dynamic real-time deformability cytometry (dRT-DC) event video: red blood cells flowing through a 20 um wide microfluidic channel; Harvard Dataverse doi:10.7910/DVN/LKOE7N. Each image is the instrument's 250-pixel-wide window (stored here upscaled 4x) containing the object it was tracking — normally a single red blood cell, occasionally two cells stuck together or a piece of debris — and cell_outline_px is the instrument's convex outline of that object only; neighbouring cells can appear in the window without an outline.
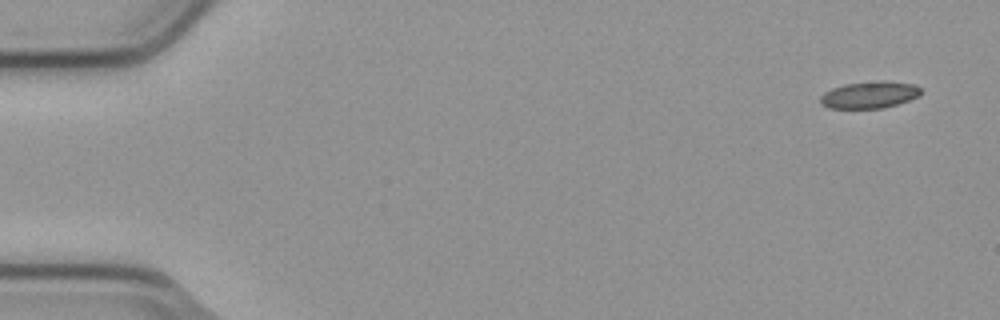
{"species": "common noctule bat (a hibernating species)", "species_latin": "Nyctalus noctula", "temperature_condition": "cold", "stored_images_in_passage": 4, "camera_frame_rate_fps": 3000, "um_per_image_px": 0.085, "animal": {"sex": "male", "body_mass_g": 23.1, "forearm_length_mm": 52.7}, "frame": {"image": 1, "passage_image": 1, "time_ms": 0.0, "image_size_px": [1000, 320], "cell_outline_px": [[924, 92], [908, 100], [884, 108], [828, 108], [820, 104], [820, 96], [824, 92], [832, 88], [844, 84], [876, 80], [884, 80], [916, 84]], "centroid_in_image_um": [73.9, 8.04], "position_along_channel_um": 11.1, "area_um2": 15.95}}
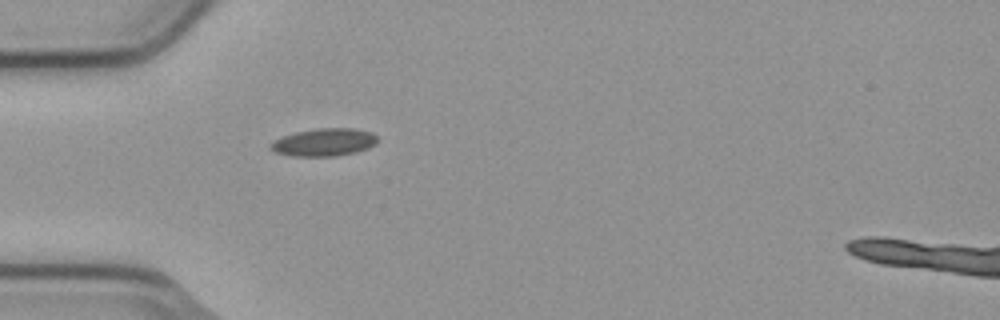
{"frame": {"image": 2, "passage_image": 4, "time_ms": 1.0, "image_size_px": [1000, 320], "cell_outline_px": [[380, 140], [376, 144], [368, 148], [356, 152], [332, 156], [292, 156], [276, 152], [268, 148], [276, 140], [284, 136], [296, 132], [316, 128], [352, 128], [372, 132]], "centroid_in_image_um": [27.6, 12.09], "position_along_channel_um": 57.4, "area_um2": 17.17}}